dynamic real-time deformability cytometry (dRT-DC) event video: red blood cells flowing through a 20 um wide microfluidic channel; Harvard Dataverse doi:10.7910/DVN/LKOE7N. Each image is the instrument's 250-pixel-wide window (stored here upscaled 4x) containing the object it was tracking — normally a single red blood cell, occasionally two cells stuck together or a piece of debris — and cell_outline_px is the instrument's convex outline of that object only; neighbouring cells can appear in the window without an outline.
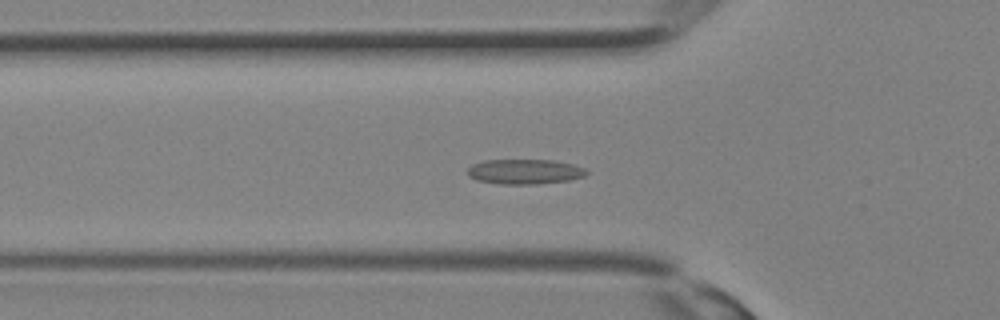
{"species": "Egyptian fruit bat (a non-hibernating species)", "species_latin": "Rousettus aegyptiacus", "temperature_condition": "room temperature", "stored_images_in_passage": 33, "camera_frame_rate_fps": 3000, "um_per_image_px": 0.085, "animal": {"sex": "female"}, "frame": {"image": 1, "passage_image": 11, "time_ms": 3.333, "image_size_px": [1000, 320], "cell_outline_px": [[588, 172], [584, 176], [568, 180], [536, 184], [500, 184], [476, 180], [468, 176], [468, 168], [472, 164], [484, 160], [556, 160], [572, 164], [584, 168]], "centroid_in_image_um": [44.57, 14.58], "position_along_channel_um": 81.2, "area_um2": 17.28}}
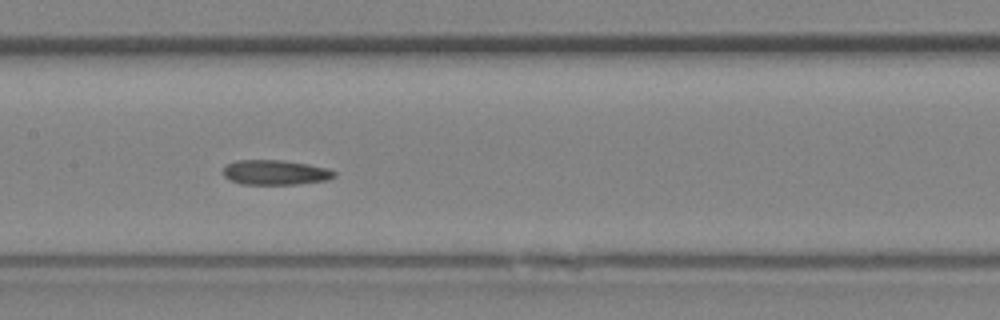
{"frame": {"image": 2, "passage_image": 16, "time_ms": 5.0, "image_size_px": [1000, 320], "cell_outline_px": [[336, 176], [328, 180], [296, 184], [244, 184], [232, 180], [224, 176], [224, 168], [228, 164], [236, 160], [280, 160], [308, 164], [328, 168], [336, 172]], "centroid_in_image_um": [23.45, 14.65], "position_along_channel_um": 184.0, "area_um2": 15.95}}
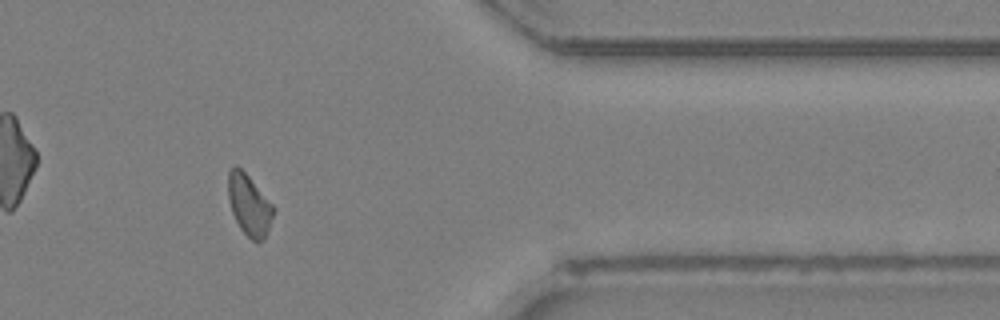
{"frame": {"image": 3, "passage_image": 27, "time_ms": 8.667, "image_size_px": [1000, 320], "cell_outline_px": [[276, 208], [264, 240], [252, 240], [240, 228], [232, 212], [228, 196], [228, 172], [232, 164], [236, 164], [248, 176]], "centroid_in_image_um": [21.17, 17.39], "position_along_channel_um": 390.2, "area_um2": 15.95}}